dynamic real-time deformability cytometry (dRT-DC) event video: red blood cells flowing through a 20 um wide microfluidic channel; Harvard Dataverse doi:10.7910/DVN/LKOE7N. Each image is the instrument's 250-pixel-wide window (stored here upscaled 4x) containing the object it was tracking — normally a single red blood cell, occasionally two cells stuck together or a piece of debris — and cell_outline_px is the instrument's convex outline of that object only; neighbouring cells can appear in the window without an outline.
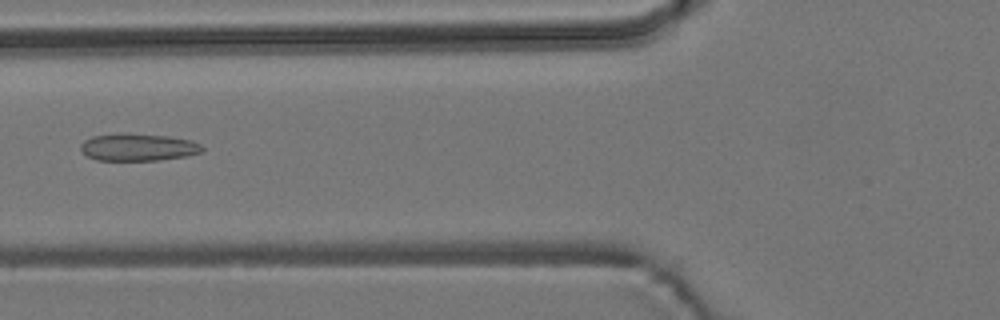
{"species": "common noctule bat (a hibernating species)", "species_latin": "Nyctalus noctula", "temperature_condition": "room temperature", "stored_images_in_passage": 6, "camera_frame_rate_fps": 3000, "um_per_image_px": 0.085, "animal": {"sex": "male", "body_mass_g": 19.2, "forearm_length_mm": 51.8}, "frame": {"image": 1, "passage_image": 6, "time_ms": 6.667, "image_size_px": [1000, 320], "cell_outline_px": [[204, 152], [188, 156], [160, 160], [96, 160], [88, 156], [80, 148], [80, 144], [84, 140], [92, 136], [120, 132], [128, 132], [168, 136], [192, 140], [200, 144], [204, 148]], "centroid_in_image_um": [11.76, 12.49], "position_along_channel_um": 114.0, "area_um2": 19.77}}